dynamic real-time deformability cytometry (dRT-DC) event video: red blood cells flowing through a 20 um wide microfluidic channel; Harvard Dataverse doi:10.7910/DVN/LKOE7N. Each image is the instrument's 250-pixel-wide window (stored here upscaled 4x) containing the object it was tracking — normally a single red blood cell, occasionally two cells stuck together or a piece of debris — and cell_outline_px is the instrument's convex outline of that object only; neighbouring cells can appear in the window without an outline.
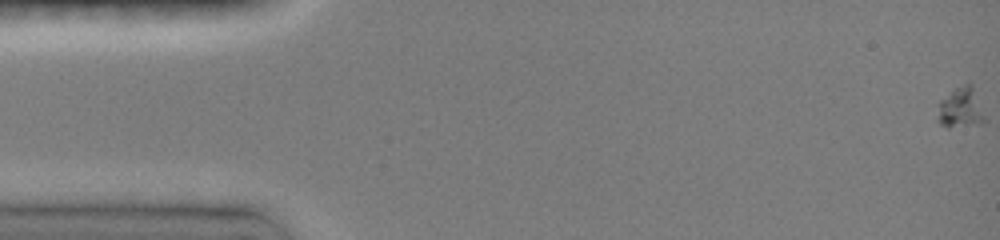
{"species": "common noctule bat (a hibernating species)", "species_latin": "Nyctalus noctula", "temperature_condition": "room temperature", "stored_images_in_passage": 7, "camera_frame_rate_fps": 3000, "um_per_image_px": 0.085, "animal": {"sex": "female", "body_mass_g": 19.0, "forearm_length_mm": 51.5}, "frame": {"image": 1, "passage_image": 1, "time_ms": 0.0, "image_size_px": [1000, 240], "cell_outline_px": [[984, 120], [948, 128], [940, 124], [936, 104], [940, 100], [956, 88], [968, 80], [972, 84], [984, 116]], "centroid_in_image_um": [81.59, 9.1], "position_along_channel_um": 3.4, "area_um2": 10.69}}